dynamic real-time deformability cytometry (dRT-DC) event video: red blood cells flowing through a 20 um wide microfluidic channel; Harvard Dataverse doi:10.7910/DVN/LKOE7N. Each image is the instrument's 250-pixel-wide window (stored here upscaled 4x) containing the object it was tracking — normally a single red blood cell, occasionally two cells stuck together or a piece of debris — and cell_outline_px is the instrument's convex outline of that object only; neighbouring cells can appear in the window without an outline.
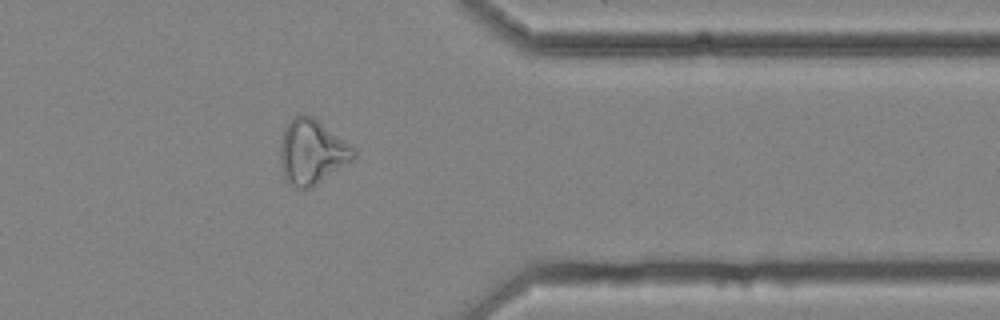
{"species": "common noctule bat (a hibernating species)", "species_latin": "Nyctalus noctula", "temperature_condition": "cold", "stored_images_in_passage": 33, "camera_frame_rate_fps": 3000, "um_per_image_px": 0.085, "animal": {"sex": "female", "body_mass_g": 25.1}, "frame": {"image": 1, "passage_image": 28, "time_ms": 9.0, "image_size_px": [1000, 320], "cell_outline_px": [[356, 156], [352, 160], [312, 188], [296, 188], [288, 184], [284, 180], [280, 164], [280, 144], [284, 128], [296, 112], [312, 116], [356, 148]], "centroid_in_image_um": [26.49, 12.91], "position_along_channel_um": 384.9, "area_um2": 28.09}, "authors_computed_cell_mechanics": {"area_um2": 22.1374, "velocity_mm_per_s": 3.6041, "shape_relaxation_time_tau1_ms": null, "shape_relaxation_time_tau2_ms": 7.3809, "deformation_change_tau1": null, "deformation_change_tau2": 0.2137}}